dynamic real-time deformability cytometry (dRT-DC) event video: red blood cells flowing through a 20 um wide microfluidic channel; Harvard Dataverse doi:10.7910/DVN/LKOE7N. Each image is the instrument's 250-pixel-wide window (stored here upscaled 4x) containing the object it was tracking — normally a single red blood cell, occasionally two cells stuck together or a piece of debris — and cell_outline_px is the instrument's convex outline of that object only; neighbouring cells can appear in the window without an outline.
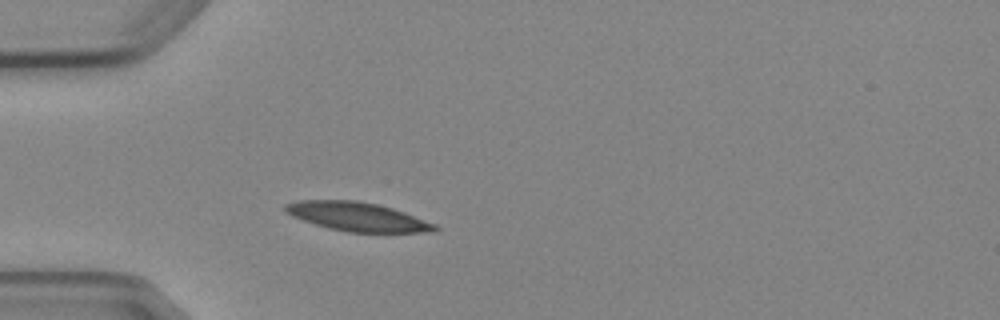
{"species": "Egyptian fruit bat (a non-hibernating species)", "species_latin": "Rousettus aegyptiacus", "temperature_condition": "cold", "stored_images_in_passage": 1, "camera_frame_rate_fps": 3000, "um_per_image_px": 0.085, "animal": {"sex": "female"}, "frame": {"image": 1, "passage_image": 1, "time_ms": 0.0, "image_size_px": [1000, 320], "cell_outline_px": [[440, 228], [436, 232], [348, 232], [328, 228], [292, 216], [284, 212], [284, 204], [296, 200], [356, 200], [376, 204], [392, 208], [404, 212], [436, 224]], "centroid_in_image_um": [30.37, 18.41], "position_along_channel_um": 54.6, "area_um2": 25.14}}